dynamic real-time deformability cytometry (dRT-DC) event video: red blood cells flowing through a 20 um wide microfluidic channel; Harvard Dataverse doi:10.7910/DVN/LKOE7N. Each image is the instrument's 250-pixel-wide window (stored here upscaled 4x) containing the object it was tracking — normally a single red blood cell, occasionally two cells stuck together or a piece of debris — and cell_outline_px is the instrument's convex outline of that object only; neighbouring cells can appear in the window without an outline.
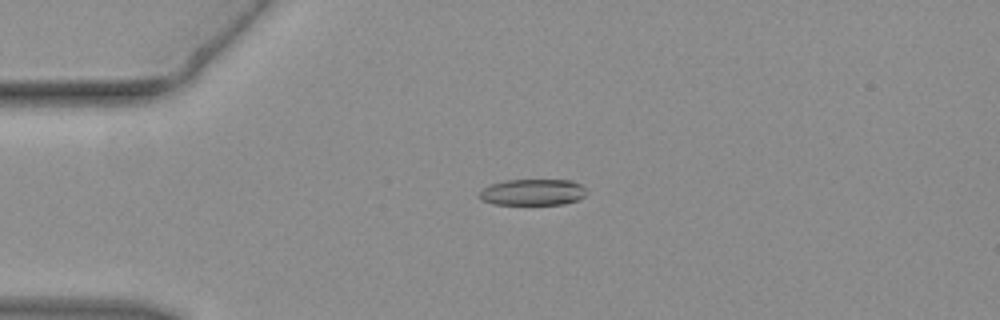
{"species": "common noctule bat (a hibernating species)", "species_latin": "Nyctalus noctula", "temperature_condition": "warm", "stored_images_in_passage": 42, "camera_frame_rate_fps": 3000, "um_per_image_px": 0.085, "animal": {"sex": "female", "body_mass_g": 19.3, "forearm_length_mm": 54.1}, "frame": {"image": 1, "passage_image": 7, "time_ms": 2.0, "image_size_px": [1000, 320], "cell_outline_px": [[588, 192], [584, 196], [576, 200], [564, 204], [492, 204], [480, 200], [476, 196], [484, 188], [492, 184], [508, 180], [572, 180], [580, 184]], "centroid_in_image_um": [45.26, 16.34], "position_along_channel_um": 39.7, "area_um2": 16.42}}
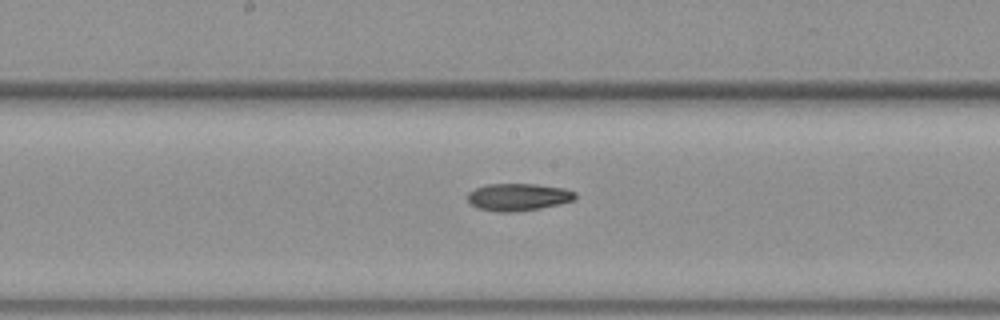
{"frame": {"image": 2, "passage_image": 20, "time_ms": 6.333, "image_size_px": [1000, 320], "cell_outline_px": [[576, 200], [560, 204], [540, 208], [516, 212], [496, 212], [476, 208], [468, 200], [468, 192], [476, 188], [488, 184], [536, 184], [564, 188], [576, 192]], "centroid_in_image_um": [44.07, 16.75], "position_along_channel_um": 204.1, "area_um2": 17.28}}
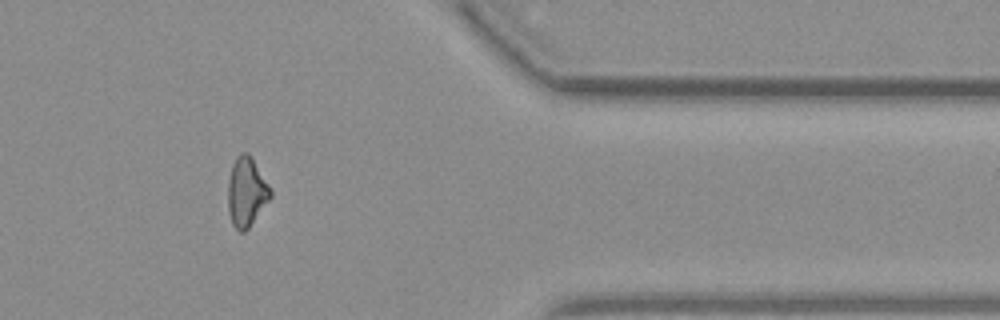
{"frame": {"image": 3, "passage_image": 34, "time_ms": 11.0, "image_size_px": [1000, 320], "cell_outline_px": [[272, 196], [248, 228], [244, 232], [240, 232], [232, 224], [228, 212], [228, 180], [232, 164], [236, 156], [240, 152], [248, 152], [252, 156], [268, 184], [272, 192]], "centroid_in_image_um": [20.94, 16.28], "position_along_channel_um": 390.5, "area_um2": 17.22}}